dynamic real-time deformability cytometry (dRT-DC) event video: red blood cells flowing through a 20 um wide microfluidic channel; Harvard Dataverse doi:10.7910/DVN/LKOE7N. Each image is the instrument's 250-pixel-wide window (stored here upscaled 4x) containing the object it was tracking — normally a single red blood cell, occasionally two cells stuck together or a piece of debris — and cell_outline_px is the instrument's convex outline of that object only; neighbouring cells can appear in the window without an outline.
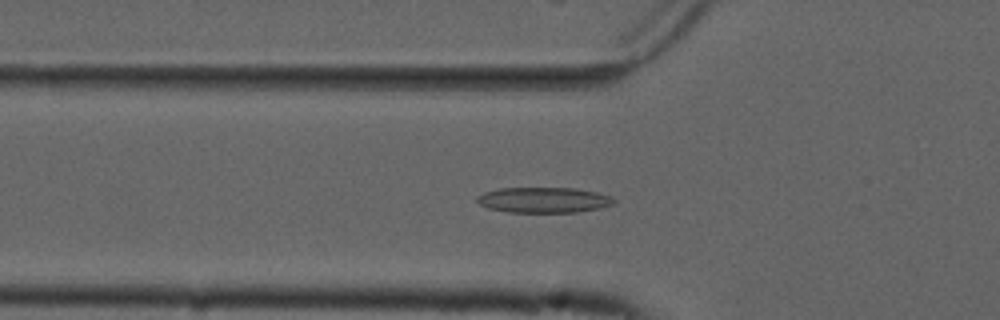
{"species": "common noctule bat (a hibernating species)", "species_latin": "Nyctalus noctula", "temperature_condition": "cold", "stored_images_in_passage": 55, "camera_frame_rate_fps": 3000, "um_per_image_px": 0.085, "animal": {"sex": "male", "forearm_length_mm": 52.5}, "frame": {"image": 1, "passage_image": 19, "time_ms": 6.0, "image_size_px": [1000, 320], "cell_outline_px": [[616, 200], [612, 204], [600, 208], [576, 212], [508, 212], [488, 208], [480, 204], [476, 200], [476, 196], [484, 192], [500, 188], [576, 188], [596, 192], [612, 196]], "centroid_in_image_um": [46.21, 16.99], "position_along_channel_um": 79.6, "area_um2": 20.35}}
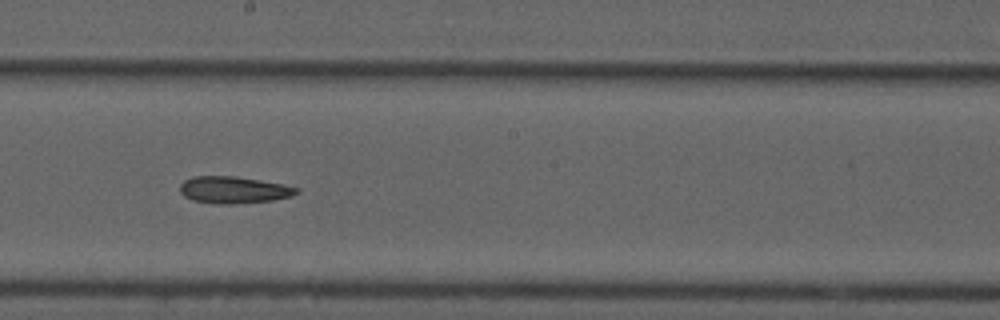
{"frame": {"image": 2, "passage_image": 31, "time_ms": 10.0, "image_size_px": [1000, 320], "cell_outline_px": [[300, 192], [292, 196], [272, 200], [232, 204], [216, 204], [192, 200], [184, 196], [180, 192], [180, 184], [184, 180], [192, 176], [236, 176], [284, 184], [300, 188]], "centroid_in_image_um": [19.87, 16.13], "position_along_channel_um": 228.3, "area_um2": 18.44}}
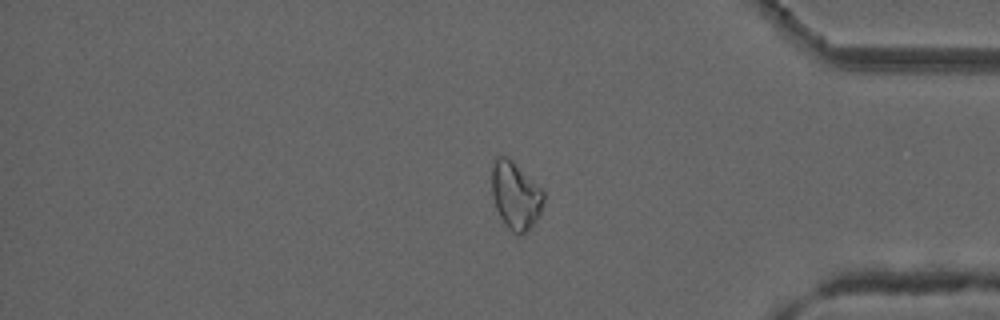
{"frame": {"image": 3, "passage_image": 46, "time_ms": 15.0, "image_size_px": [1000, 320], "cell_outline_px": [[544, 200], [540, 216], [528, 232], [520, 236], [512, 232], [504, 224], [496, 208], [492, 196], [492, 164], [496, 156], [508, 156], [544, 192]], "centroid_in_image_um": [43.82, 16.65], "position_along_channel_um": 391.4, "area_um2": 20.58}}